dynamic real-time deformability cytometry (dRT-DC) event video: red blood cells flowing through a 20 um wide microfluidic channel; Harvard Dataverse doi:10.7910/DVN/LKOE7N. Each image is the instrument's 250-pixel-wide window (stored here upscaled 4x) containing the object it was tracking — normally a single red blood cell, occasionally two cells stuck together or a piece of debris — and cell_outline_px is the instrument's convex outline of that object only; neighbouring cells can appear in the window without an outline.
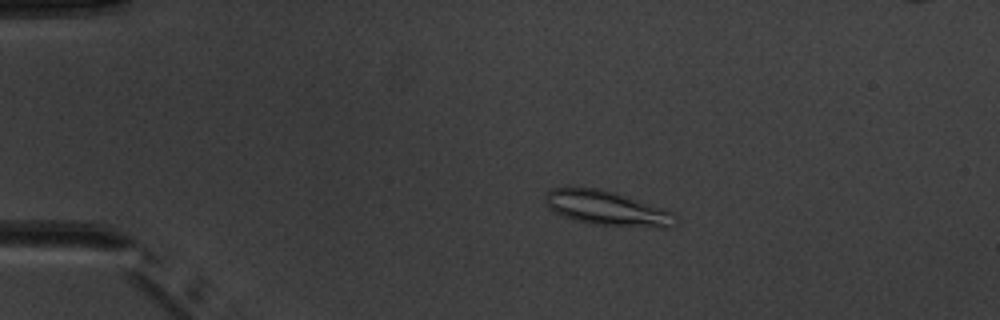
{"species": "common noctule bat (a hibernating species)", "species_latin": "Nyctalus noctula", "temperature_condition": "warm", "stored_images_in_passage": 6, "camera_frame_rate_fps": 3000, "um_per_image_px": 0.085, "animal": {"sex": "male", "body_mass_g": 20.1, "forearm_length_mm": 53.5}, "frame": {"image": 1, "passage_image": 3, "time_ms": 3.333, "image_size_px": [1000, 320], "cell_outline_px": [[680, 220], [668, 228], [660, 228], [592, 224], [576, 220], [564, 216], [548, 208], [544, 204], [544, 196], [552, 188], [600, 188], [616, 192], [672, 212]], "centroid_in_image_um": [51.6, 17.71], "position_along_channel_um": 33.4, "area_um2": 26.18}}
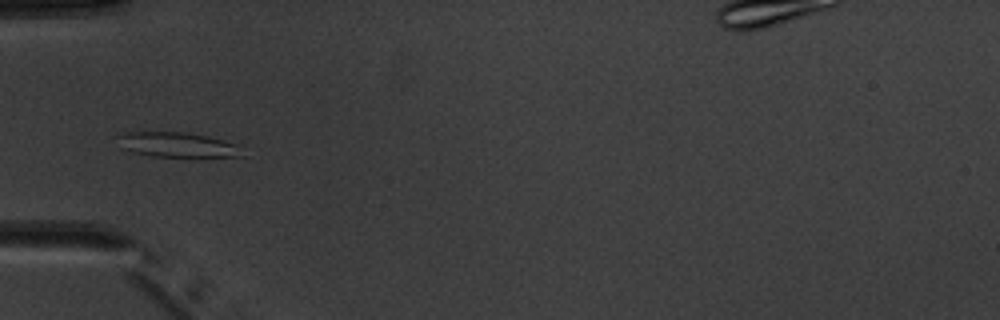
{"frame": {"image": 2, "passage_image": 5, "time_ms": 5.667, "image_size_px": [1000, 320], "cell_outline_px": [[248, 156], [152, 156], [132, 152], [120, 148], [112, 136], [128, 132], [184, 132], [208, 136], [236, 144]], "centroid_in_image_um": [14.98, 12.29], "position_along_channel_um": 70.0, "area_um2": 18.21}}
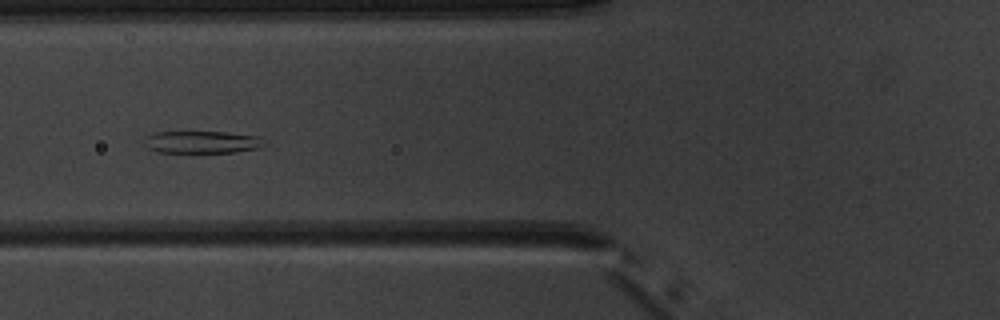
{"frame": {"image": 3, "passage_image": 6, "time_ms": 6.667, "image_size_px": [1000, 320], "cell_outline_px": [[268, 144], [260, 148], [236, 152], [156, 152], [148, 148], [144, 144], [144, 136], [156, 132], [228, 132], [260, 136]], "centroid_in_image_um": [17.21, 12.07], "position_along_channel_um": 108.6, "area_um2": 15.84}}